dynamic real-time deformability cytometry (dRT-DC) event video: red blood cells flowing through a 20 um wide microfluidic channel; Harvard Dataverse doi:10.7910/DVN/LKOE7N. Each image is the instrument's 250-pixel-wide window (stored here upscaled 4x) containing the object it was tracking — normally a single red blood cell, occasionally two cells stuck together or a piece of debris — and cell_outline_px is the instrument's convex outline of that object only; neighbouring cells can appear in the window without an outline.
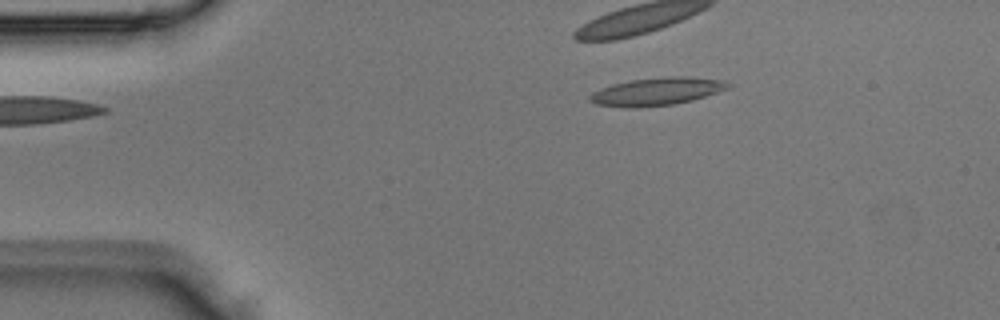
{"species": "Egyptian fruit bat (a non-hibernating species)", "species_latin": "Rousettus aegyptiacus", "temperature_condition": "room temperature", "stored_images_in_passage": 2, "camera_frame_rate_fps": 3000, "um_per_image_px": 0.085, "animal": {"sex": "male"}, "frame": {"image": 1, "passage_image": 1, "time_ms": 0.0, "image_size_px": [1000, 320], "cell_outline_px": [[732, 88], [692, 100], [672, 104], [636, 108], [624, 108], [596, 104], [588, 100], [588, 96], [592, 92], [600, 88], [612, 84], [632, 80], [664, 76], [688, 76], [724, 80], [732, 84]], "centroid_in_image_um": [55.84, 7.77], "position_along_channel_um": 29.2, "area_um2": 22.72}}